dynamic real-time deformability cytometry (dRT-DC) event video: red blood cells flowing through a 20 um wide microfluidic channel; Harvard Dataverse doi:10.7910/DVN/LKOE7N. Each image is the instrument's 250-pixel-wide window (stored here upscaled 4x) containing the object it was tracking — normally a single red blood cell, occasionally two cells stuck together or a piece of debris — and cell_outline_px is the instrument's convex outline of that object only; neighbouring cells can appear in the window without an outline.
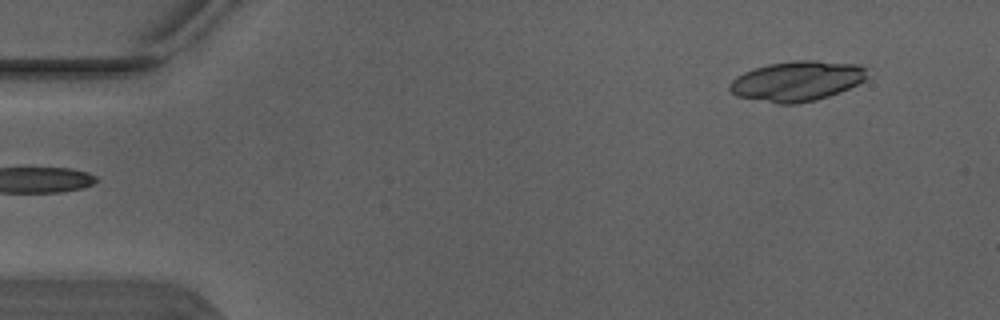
{"species": "Egyptian fruit bat (a non-hibernating species)", "species_latin": "Rousettus aegyptiacus", "temperature_condition": "warm", "stored_images_in_passage": 4, "segment_of_instrument_passage": [1, 2], "camera_frame_rate_fps": 3000, "um_per_image_px": 0.085, "animal": {"sex": "male"}, "frame": {"image": 1, "passage_image": 1, "time_ms": 0.0, "image_size_px": [1000, 320], "cell_outline_px": [[868, 76], [864, 80], [840, 92], [816, 100], [796, 104], [780, 104], [736, 96], [728, 88], [728, 84], [736, 76], [744, 72], [768, 64], [792, 60], [816, 60], [860, 64], [868, 68]], "centroid_in_image_um": [67.76, 6.88], "position_along_channel_um": 17.2, "area_um2": 32.31}}